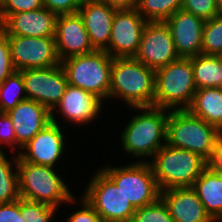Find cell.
Returning <instances> with one entry per match:
<instances>
[{"label":"cell","instance_id":"cell-1","mask_svg":"<svg viewBox=\"0 0 222 222\" xmlns=\"http://www.w3.org/2000/svg\"><path fill=\"white\" fill-rule=\"evenodd\" d=\"M155 70L134 57L113 58L109 98H121L134 107H152Z\"/></svg>","mask_w":222,"mask_h":222},{"label":"cell","instance_id":"cell-2","mask_svg":"<svg viewBox=\"0 0 222 222\" xmlns=\"http://www.w3.org/2000/svg\"><path fill=\"white\" fill-rule=\"evenodd\" d=\"M135 109L141 110L142 113L134 115L120 134L123 151L134 157L153 158L154 154L166 144L170 110L153 106L134 107Z\"/></svg>","mask_w":222,"mask_h":222},{"label":"cell","instance_id":"cell-3","mask_svg":"<svg viewBox=\"0 0 222 222\" xmlns=\"http://www.w3.org/2000/svg\"><path fill=\"white\" fill-rule=\"evenodd\" d=\"M222 133L202 118L188 110L169 111L166 144L200 155L206 161L210 158Z\"/></svg>","mask_w":222,"mask_h":222},{"label":"cell","instance_id":"cell-4","mask_svg":"<svg viewBox=\"0 0 222 222\" xmlns=\"http://www.w3.org/2000/svg\"><path fill=\"white\" fill-rule=\"evenodd\" d=\"M151 164L161 191L175 187H192L207 167L200 155L165 144L153 156Z\"/></svg>","mask_w":222,"mask_h":222},{"label":"cell","instance_id":"cell-5","mask_svg":"<svg viewBox=\"0 0 222 222\" xmlns=\"http://www.w3.org/2000/svg\"><path fill=\"white\" fill-rule=\"evenodd\" d=\"M196 90L191 57H180L155 71L153 107L187 110Z\"/></svg>","mask_w":222,"mask_h":222},{"label":"cell","instance_id":"cell-6","mask_svg":"<svg viewBox=\"0 0 222 222\" xmlns=\"http://www.w3.org/2000/svg\"><path fill=\"white\" fill-rule=\"evenodd\" d=\"M20 198L58 208L62 203L76 202L61 175L54 167L26 162L18 156Z\"/></svg>","mask_w":222,"mask_h":222},{"label":"cell","instance_id":"cell-7","mask_svg":"<svg viewBox=\"0 0 222 222\" xmlns=\"http://www.w3.org/2000/svg\"><path fill=\"white\" fill-rule=\"evenodd\" d=\"M112 63L113 57L109 53L98 50L60 62L69 85L88 91L102 100L109 98Z\"/></svg>","mask_w":222,"mask_h":222},{"label":"cell","instance_id":"cell-8","mask_svg":"<svg viewBox=\"0 0 222 222\" xmlns=\"http://www.w3.org/2000/svg\"><path fill=\"white\" fill-rule=\"evenodd\" d=\"M104 167L101 170L122 191L135 209L152 204L160 198L161 190L148 160H139L124 167Z\"/></svg>","mask_w":222,"mask_h":222},{"label":"cell","instance_id":"cell-9","mask_svg":"<svg viewBox=\"0 0 222 222\" xmlns=\"http://www.w3.org/2000/svg\"><path fill=\"white\" fill-rule=\"evenodd\" d=\"M98 171L81 197L96 210L102 222H130L136 209L114 182L101 169Z\"/></svg>","mask_w":222,"mask_h":222},{"label":"cell","instance_id":"cell-10","mask_svg":"<svg viewBox=\"0 0 222 222\" xmlns=\"http://www.w3.org/2000/svg\"><path fill=\"white\" fill-rule=\"evenodd\" d=\"M22 74L27 99L45 106L54 114L56 105L62 99L68 85L65 71L61 64L37 69L19 71Z\"/></svg>","mask_w":222,"mask_h":222},{"label":"cell","instance_id":"cell-11","mask_svg":"<svg viewBox=\"0 0 222 222\" xmlns=\"http://www.w3.org/2000/svg\"><path fill=\"white\" fill-rule=\"evenodd\" d=\"M134 58L155 71L180 58L165 21L147 22Z\"/></svg>","mask_w":222,"mask_h":222},{"label":"cell","instance_id":"cell-12","mask_svg":"<svg viewBox=\"0 0 222 222\" xmlns=\"http://www.w3.org/2000/svg\"><path fill=\"white\" fill-rule=\"evenodd\" d=\"M16 71L60 64L55 37L7 36Z\"/></svg>","mask_w":222,"mask_h":222},{"label":"cell","instance_id":"cell-13","mask_svg":"<svg viewBox=\"0 0 222 222\" xmlns=\"http://www.w3.org/2000/svg\"><path fill=\"white\" fill-rule=\"evenodd\" d=\"M146 21L134 9H116L113 17L108 53L113 58L135 57Z\"/></svg>","mask_w":222,"mask_h":222},{"label":"cell","instance_id":"cell-14","mask_svg":"<svg viewBox=\"0 0 222 222\" xmlns=\"http://www.w3.org/2000/svg\"><path fill=\"white\" fill-rule=\"evenodd\" d=\"M56 118L51 114V122L22 147L23 152H18L22 160L37 165L55 166L65 148L63 130Z\"/></svg>","mask_w":222,"mask_h":222},{"label":"cell","instance_id":"cell-15","mask_svg":"<svg viewBox=\"0 0 222 222\" xmlns=\"http://www.w3.org/2000/svg\"><path fill=\"white\" fill-rule=\"evenodd\" d=\"M55 43L60 61L95 51L79 12L58 15Z\"/></svg>","mask_w":222,"mask_h":222},{"label":"cell","instance_id":"cell-16","mask_svg":"<svg viewBox=\"0 0 222 222\" xmlns=\"http://www.w3.org/2000/svg\"><path fill=\"white\" fill-rule=\"evenodd\" d=\"M170 27L177 54L190 58L201 54L205 20L179 9L165 21Z\"/></svg>","mask_w":222,"mask_h":222},{"label":"cell","instance_id":"cell-17","mask_svg":"<svg viewBox=\"0 0 222 222\" xmlns=\"http://www.w3.org/2000/svg\"><path fill=\"white\" fill-rule=\"evenodd\" d=\"M58 15L46 7L10 14L0 29L7 36L55 37Z\"/></svg>","mask_w":222,"mask_h":222},{"label":"cell","instance_id":"cell-18","mask_svg":"<svg viewBox=\"0 0 222 222\" xmlns=\"http://www.w3.org/2000/svg\"><path fill=\"white\" fill-rule=\"evenodd\" d=\"M7 114L14 127L16 148L20 149L51 122V112L42 104L30 99L20 101Z\"/></svg>","mask_w":222,"mask_h":222},{"label":"cell","instance_id":"cell-19","mask_svg":"<svg viewBox=\"0 0 222 222\" xmlns=\"http://www.w3.org/2000/svg\"><path fill=\"white\" fill-rule=\"evenodd\" d=\"M94 50L106 51L116 8L99 0H83L79 10Z\"/></svg>","mask_w":222,"mask_h":222},{"label":"cell","instance_id":"cell-20","mask_svg":"<svg viewBox=\"0 0 222 222\" xmlns=\"http://www.w3.org/2000/svg\"><path fill=\"white\" fill-rule=\"evenodd\" d=\"M160 198L174 222H215L206 212L192 187H175L161 191Z\"/></svg>","mask_w":222,"mask_h":222},{"label":"cell","instance_id":"cell-21","mask_svg":"<svg viewBox=\"0 0 222 222\" xmlns=\"http://www.w3.org/2000/svg\"><path fill=\"white\" fill-rule=\"evenodd\" d=\"M102 102L98 96L68 84L55 112L61 113L69 123L80 126L96 120L101 113Z\"/></svg>","mask_w":222,"mask_h":222},{"label":"cell","instance_id":"cell-22","mask_svg":"<svg viewBox=\"0 0 222 222\" xmlns=\"http://www.w3.org/2000/svg\"><path fill=\"white\" fill-rule=\"evenodd\" d=\"M192 188L202 202L206 212L215 221L222 220V175L206 167Z\"/></svg>","mask_w":222,"mask_h":222},{"label":"cell","instance_id":"cell-23","mask_svg":"<svg viewBox=\"0 0 222 222\" xmlns=\"http://www.w3.org/2000/svg\"><path fill=\"white\" fill-rule=\"evenodd\" d=\"M187 110L215 126L222 133V88L211 87L196 90Z\"/></svg>","mask_w":222,"mask_h":222},{"label":"cell","instance_id":"cell-24","mask_svg":"<svg viewBox=\"0 0 222 222\" xmlns=\"http://www.w3.org/2000/svg\"><path fill=\"white\" fill-rule=\"evenodd\" d=\"M196 88H222V56L199 54L191 57Z\"/></svg>","mask_w":222,"mask_h":222},{"label":"cell","instance_id":"cell-25","mask_svg":"<svg viewBox=\"0 0 222 222\" xmlns=\"http://www.w3.org/2000/svg\"><path fill=\"white\" fill-rule=\"evenodd\" d=\"M14 158H10L13 160L6 159L5 153L0 152V204L2 203H11L20 198L19 193V181H18V171H17V163H18V155ZM14 164L16 171L14 172L11 165Z\"/></svg>","mask_w":222,"mask_h":222},{"label":"cell","instance_id":"cell-26","mask_svg":"<svg viewBox=\"0 0 222 222\" xmlns=\"http://www.w3.org/2000/svg\"><path fill=\"white\" fill-rule=\"evenodd\" d=\"M21 92L25 95L22 96ZM25 99L27 96L24 80L22 74L16 71L0 84V112L7 113Z\"/></svg>","mask_w":222,"mask_h":222},{"label":"cell","instance_id":"cell-27","mask_svg":"<svg viewBox=\"0 0 222 222\" xmlns=\"http://www.w3.org/2000/svg\"><path fill=\"white\" fill-rule=\"evenodd\" d=\"M182 9V0H139L136 10L146 21H166Z\"/></svg>","mask_w":222,"mask_h":222},{"label":"cell","instance_id":"cell-28","mask_svg":"<svg viewBox=\"0 0 222 222\" xmlns=\"http://www.w3.org/2000/svg\"><path fill=\"white\" fill-rule=\"evenodd\" d=\"M201 54L222 56V16L206 20L203 30Z\"/></svg>","mask_w":222,"mask_h":222},{"label":"cell","instance_id":"cell-29","mask_svg":"<svg viewBox=\"0 0 222 222\" xmlns=\"http://www.w3.org/2000/svg\"><path fill=\"white\" fill-rule=\"evenodd\" d=\"M57 208L20 198V213L22 222H50Z\"/></svg>","mask_w":222,"mask_h":222},{"label":"cell","instance_id":"cell-30","mask_svg":"<svg viewBox=\"0 0 222 222\" xmlns=\"http://www.w3.org/2000/svg\"><path fill=\"white\" fill-rule=\"evenodd\" d=\"M130 222H174L161 198L156 202L137 208Z\"/></svg>","mask_w":222,"mask_h":222},{"label":"cell","instance_id":"cell-31","mask_svg":"<svg viewBox=\"0 0 222 222\" xmlns=\"http://www.w3.org/2000/svg\"><path fill=\"white\" fill-rule=\"evenodd\" d=\"M43 7L42 0H3L0 6V24L17 12L34 11Z\"/></svg>","mask_w":222,"mask_h":222},{"label":"cell","instance_id":"cell-32","mask_svg":"<svg viewBox=\"0 0 222 222\" xmlns=\"http://www.w3.org/2000/svg\"><path fill=\"white\" fill-rule=\"evenodd\" d=\"M182 9L205 21L218 14L216 0H182Z\"/></svg>","mask_w":222,"mask_h":222},{"label":"cell","instance_id":"cell-33","mask_svg":"<svg viewBox=\"0 0 222 222\" xmlns=\"http://www.w3.org/2000/svg\"><path fill=\"white\" fill-rule=\"evenodd\" d=\"M14 72H16V69L12 62L8 37L0 29V84Z\"/></svg>","mask_w":222,"mask_h":222},{"label":"cell","instance_id":"cell-34","mask_svg":"<svg viewBox=\"0 0 222 222\" xmlns=\"http://www.w3.org/2000/svg\"><path fill=\"white\" fill-rule=\"evenodd\" d=\"M83 0H42L43 7L57 14H72L78 12Z\"/></svg>","mask_w":222,"mask_h":222},{"label":"cell","instance_id":"cell-35","mask_svg":"<svg viewBox=\"0 0 222 222\" xmlns=\"http://www.w3.org/2000/svg\"><path fill=\"white\" fill-rule=\"evenodd\" d=\"M0 144L11 146L12 150H16V135L11 118L7 113L0 112ZM0 152L2 149L0 147Z\"/></svg>","mask_w":222,"mask_h":222},{"label":"cell","instance_id":"cell-36","mask_svg":"<svg viewBox=\"0 0 222 222\" xmlns=\"http://www.w3.org/2000/svg\"><path fill=\"white\" fill-rule=\"evenodd\" d=\"M80 210L67 218V222H102L96 210L82 197Z\"/></svg>","mask_w":222,"mask_h":222},{"label":"cell","instance_id":"cell-37","mask_svg":"<svg viewBox=\"0 0 222 222\" xmlns=\"http://www.w3.org/2000/svg\"><path fill=\"white\" fill-rule=\"evenodd\" d=\"M0 222H22L20 198L11 203L0 204Z\"/></svg>","mask_w":222,"mask_h":222},{"label":"cell","instance_id":"cell-38","mask_svg":"<svg viewBox=\"0 0 222 222\" xmlns=\"http://www.w3.org/2000/svg\"><path fill=\"white\" fill-rule=\"evenodd\" d=\"M206 162L211 171L222 175V138L216 143L210 158Z\"/></svg>","mask_w":222,"mask_h":222},{"label":"cell","instance_id":"cell-39","mask_svg":"<svg viewBox=\"0 0 222 222\" xmlns=\"http://www.w3.org/2000/svg\"><path fill=\"white\" fill-rule=\"evenodd\" d=\"M108 6L116 9H134L137 7L139 0H99Z\"/></svg>","mask_w":222,"mask_h":222},{"label":"cell","instance_id":"cell-40","mask_svg":"<svg viewBox=\"0 0 222 222\" xmlns=\"http://www.w3.org/2000/svg\"><path fill=\"white\" fill-rule=\"evenodd\" d=\"M216 8L218 15L222 16V0H216Z\"/></svg>","mask_w":222,"mask_h":222}]
</instances>
